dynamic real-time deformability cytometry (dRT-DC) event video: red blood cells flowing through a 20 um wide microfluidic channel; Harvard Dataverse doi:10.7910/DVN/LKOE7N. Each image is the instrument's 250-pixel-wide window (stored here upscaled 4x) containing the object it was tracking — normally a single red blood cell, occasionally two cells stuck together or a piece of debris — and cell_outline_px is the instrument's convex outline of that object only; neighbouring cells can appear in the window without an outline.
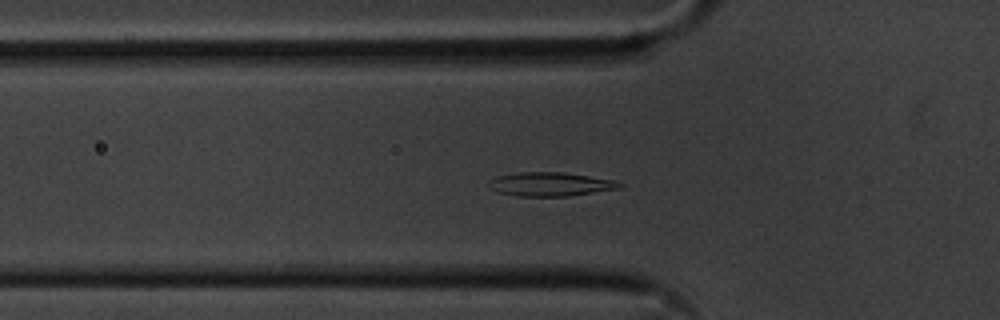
{"species": "common noctule bat (a hibernating species)", "species_latin": "Nyctalus noctula", "temperature_condition": "cold", "stored_images_in_passage": 41, "segment_of_instrument_passage": [1, 2], "camera_frame_rate_fps": 3000, "um_per_image_px": 0.085, "animal": {"sex": "male", "body_mass_g": 20.1, "forearm_length_mm": 53.5}, "frame": {"image": 1, "passage_image": 2, "time_ms": 0.333, "image_size_px": [1000, 320], "cell_outline_px": [[624, 184], [620, 188], [568, 196], [520, 196], [500, 192], [488, 188], [488, 180], [500, 176], [520, 172], [560, 172], [588, 176], [612, 180]], "centroid_in_image_um": [46.76, 15.66], "position_along_channel_um": 79.0, "area_um2": 17.86}}
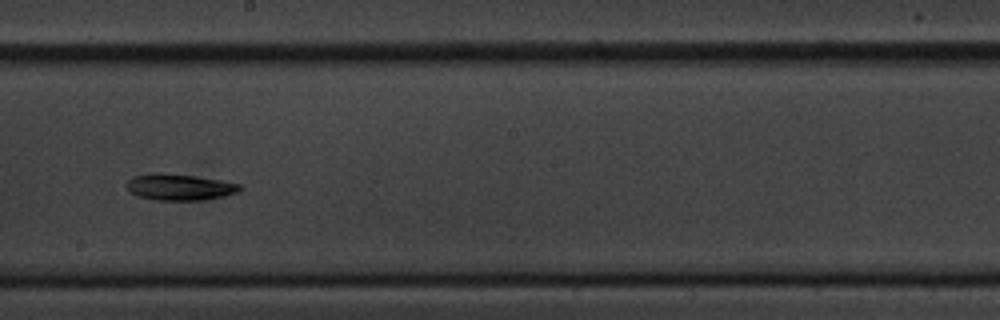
{"frame": {"image": 2, "passage_image": 15, "time_ms": 4.667, "image_size_px": [1000, 320], "cell_outline_px": [[244, 188], [240, 192], [224, 196], [204, 200], [152, 200], [136, 196], [128, 192], [124, 184], [132, 176], [152, 172], [156, 172], [196, 176], [240, 184]], "centroid_in_image_um": [15.2, 15.9], "position_along_channel_um": 233.0, "area_um2": 17.8}}
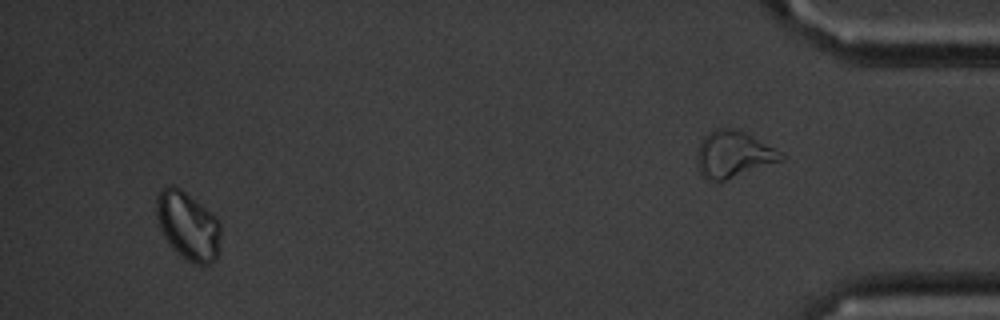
{"frame": {"image": 3, "passage_image": 37, "time_ms": 12.0, "image_size_px": [1000, 320], "cell_outline_px": [[220, 252], [216, 260], [212, 264], [196, 264], [180, 256], [172, 248], [164, 236], [160, 228], [156, 212], [156, 192], [160, 188], [168, 184], [172, 184], [180, 188], [216, 216], [220, 224]], "centroid_in_image_um": [15.98, 19.18], "position_along_channel_um": 419.2, "area_um2": 25.95}}